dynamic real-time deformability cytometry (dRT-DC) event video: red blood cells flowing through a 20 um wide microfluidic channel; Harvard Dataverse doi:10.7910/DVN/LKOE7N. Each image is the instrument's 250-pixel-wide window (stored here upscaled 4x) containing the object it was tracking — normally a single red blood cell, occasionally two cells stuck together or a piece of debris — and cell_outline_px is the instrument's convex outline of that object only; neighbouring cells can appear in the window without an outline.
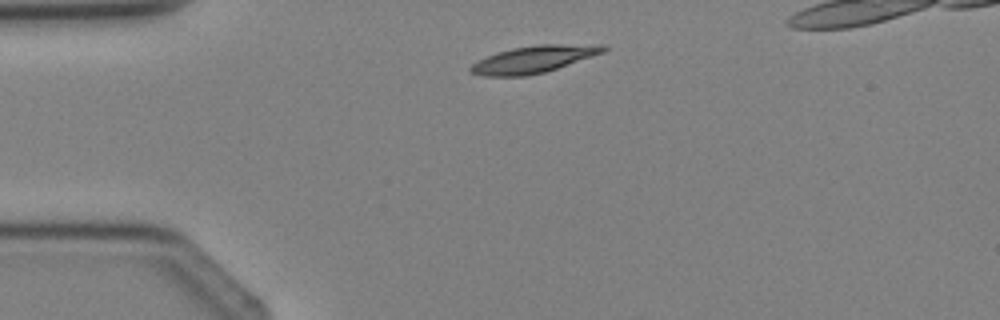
{"species": "Egyptian fruit bat (a non-hibernating species)", "species_latin": "Rousettus aegyptiacus", "temperature_condition": "cold", "stored_images_in_passage": 2, "camera_frame_rate_fps": 3000, "um_per_image_px": 0.085, "animal": {"sex": "female"}, "frame": {"image": 1, "passage_image": 2, "time_ms": 1.0, "image_size_px": [1000, 320], "cell_outline_px": [[608, 48], [604, 52], [544, 72], [524, 76], [484, 76], [472, 72], [468, 68], [472, 64], [496, 52], [512, 48], [536, 44], [604, 44]], "centroid_in_image_um": [45.38, 5.02], "position_along_channel_um": 39.6, "area_um2": 20.75}}